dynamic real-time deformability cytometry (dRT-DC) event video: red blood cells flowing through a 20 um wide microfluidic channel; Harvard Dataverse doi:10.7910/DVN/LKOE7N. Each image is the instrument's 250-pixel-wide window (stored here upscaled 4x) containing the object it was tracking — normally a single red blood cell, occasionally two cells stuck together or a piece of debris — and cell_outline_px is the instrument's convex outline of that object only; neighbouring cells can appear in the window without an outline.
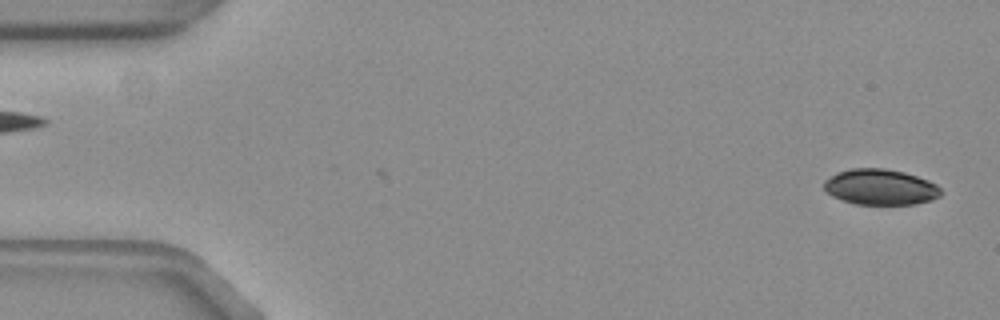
{"species": "common noctule bat (a hibernating species)", "species_latin": "Nyctalus noctula", "temperature_condition": "warm", "stored_images_in_passage": 51, "camera_frame_rate_fps": 3000, "um_per_image_px": 0.085, "animal": {"sex": "female", "body_mass_g": 19.3, "forearm_length_mm": 54.1}, "frame": {"image": 1, "passage_image": 1, "time_ms": 0.0, "image_size_px": [1000, 320], "cell_outline_px": [[940, 196], [932, 200], [916, 204], [856, 204], [832, 196], [824, 188], [824, 180], [836, 172], [852, 168], [884, 168], [904, 172], [928, 180], [936, 184], [940, 188]], "centroid_in_image_um": [74.83, 15.89], "position_along_channel_um": 10.2, "area_um2": 24.28}}
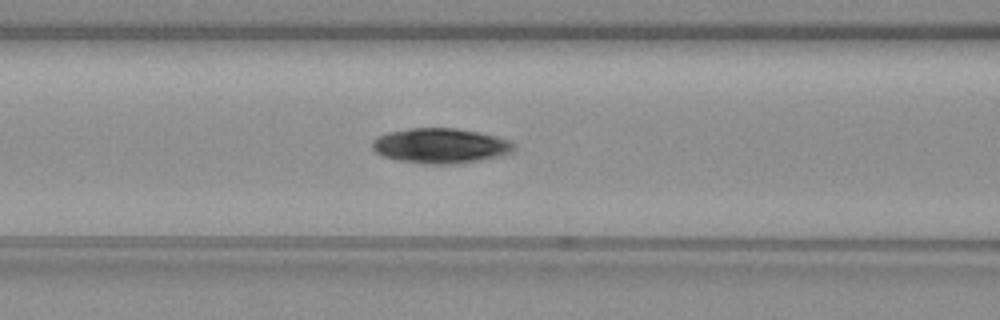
{"frame": {"image": 2, "passage_image": 21, "time_ms": 6.667, "image_size_px": [1000, 320], "cell_outline_px": [[516, 148], [512, 152], [504, 156], [456, 164], [424, 164], [400, 160], [380, 156], [372, 148], [372, 140], [376, 136], [388, 132], [412, 128], [456, 128], [496, 136], [512, 140], [516, 144]], "centroid_in_image_um": [37.47, 12.39], "position_along_channel_um": 129.1, "area_um2": 29.3}}
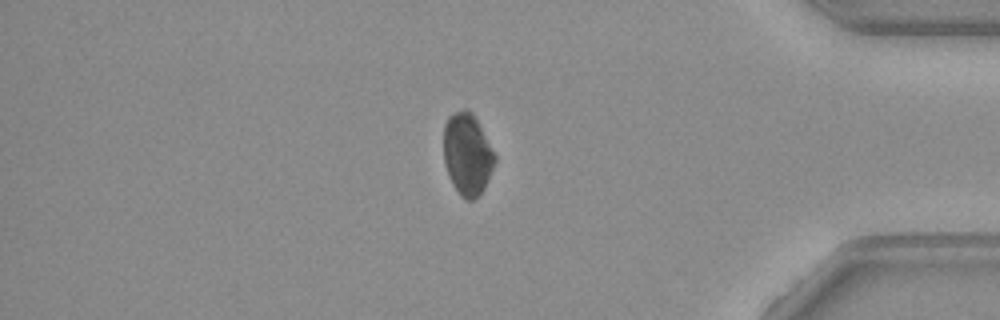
{"frame": {"image": 3, "passage_image": 45, "time_ms": 14.667, "image_size_px": [1000, 320], "cell_outline_px": [[496, 160], [484, 188], [472, 200], [468, 200], [460, 196], [452, 184], [444, 164], [444, 124], [448, 116], [464, 108], [468, 108], [472, 112], [496, 156]], "centroid_in_image_um": [39.7, 13.09], "position_along_channel_um": 395.5, "area_um2": 24.22}}